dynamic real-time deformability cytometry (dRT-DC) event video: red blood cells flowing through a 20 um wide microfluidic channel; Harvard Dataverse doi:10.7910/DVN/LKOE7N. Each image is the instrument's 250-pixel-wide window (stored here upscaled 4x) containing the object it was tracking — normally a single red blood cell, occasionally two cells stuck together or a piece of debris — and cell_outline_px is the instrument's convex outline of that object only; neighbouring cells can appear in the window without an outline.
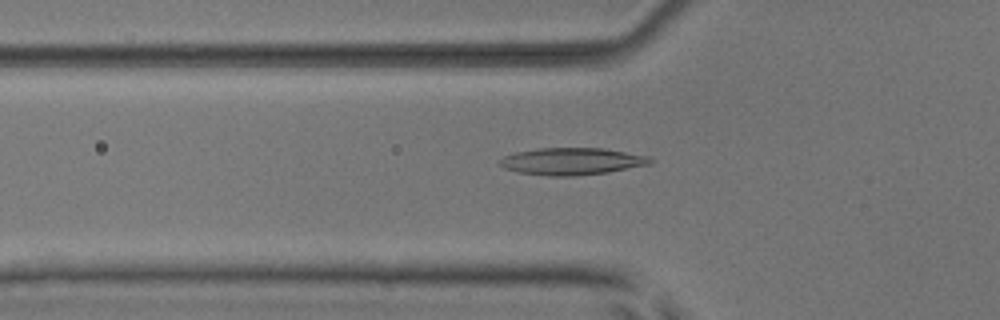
{"species": "common noctule bat (a hibernating species)", "species_latin": "Nyctalus noctula", "temperature_condition": "room temperature", "stored_images_in_passage": 52, "camera_frame_rate_fps": 3000, "um_per_image_px": 0.085, "animal": {"sex": "male", "body_mass_g": 17.9, "forearm_length_mm": 54.2}, "frame": {"image": 1, "passage_image": 18, "time_ms": 5.667, "image_size_px": [1000, 320], "cell_outline_px": [[652, 164], [608, 172], [576, 176], [548, 176], [520, 172], [504, 168], [500, 164], [500, 160], [504, 156], [516, 152], [540, 148], [604, 148], [648, 156], [652, 160]], "centroid_in_image_um": [48.63, 13.71], "position_along_channel_um": 77.2, "area_um2": 23.64}}
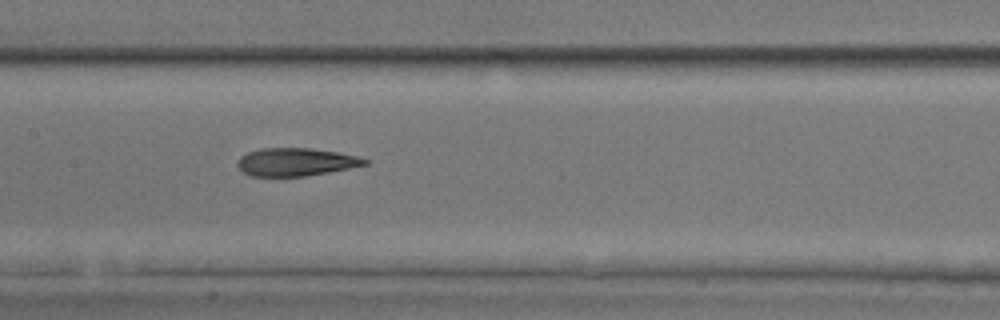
{"frame": {"image": 2, "passage_image": 26, "time_ms": 8.333, "image_size_px": [1000, 320], "cell_outline_px": [[368, 164], [328, 172], [304, 176], [252, 176], [244, 172], [236, 164], [240, 156], [248, 152], [260, 148], [312, 148], [336, 152], [356, 156], [368, 160]], "centroid_in_image_um": [25.11, 13.76], "position_along_channel_um": 182.3, "area_um2": 20.52}}
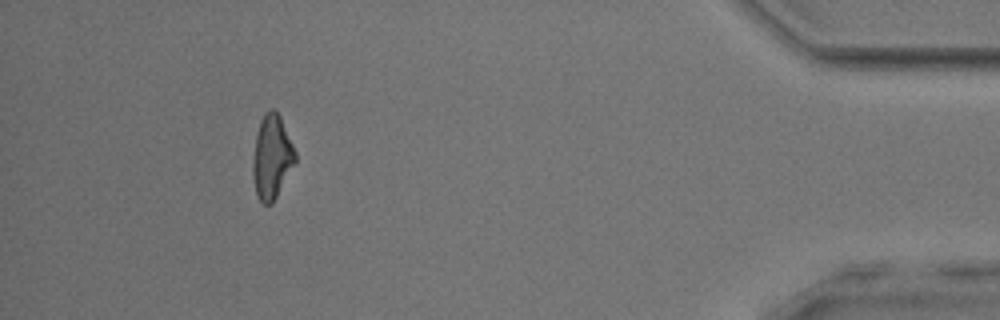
{"frame": {"image": 3, "passage_image": 48, "time_ms": 15.667, "image_size_px": [1000, 320], "cell_outline_px": [[296, 160], [272, 204], [264, 204], [256, 196], [252, 172], [252, 164], [256, 136], [260, 120], [264, 112], [268, 108], [272, 108], [280, 116], [296, 152]], "centroid_in_image_um": [23.09, 13.33], "position_along_channel_um": 412.1, "area_um2": 20.58}, "authors_computed_cell_mechanics": {"area_um2": 21.6461, "velocity_mm_per_s": 3.9281, "shape_relaxation_time_tau1_ms": 5.5329, "shape_relaxation_time_tau2_ms": 3.3182, "deformation_change_tau1": 0.155, "deformation_change_tau2": 0.131}}